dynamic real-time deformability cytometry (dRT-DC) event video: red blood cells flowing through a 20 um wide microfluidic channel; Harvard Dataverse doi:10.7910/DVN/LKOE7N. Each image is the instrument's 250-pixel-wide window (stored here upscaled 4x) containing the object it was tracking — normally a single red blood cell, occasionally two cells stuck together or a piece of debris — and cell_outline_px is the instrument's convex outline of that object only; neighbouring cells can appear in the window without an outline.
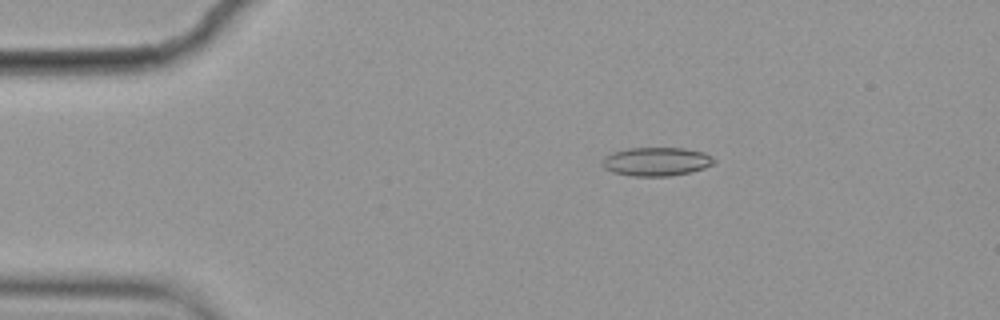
{"species": "common noctule bat (a hibernating species)", "species_latin": "Nyctalus noctula", "temperature_condition": "cold", "stored_images_in_passage": 8, "camera_frame_rate_fps": 3000, "um_per_image_px": 0.085, "animal": {"sex": "female", "body_mass_g": 19.9}, "frame": {"image": 1, "passage_image": 2, "time_ms": 0.333, "image_size_px": [1000, 320], "cell_outline_px": [[716, 160], [712, 164], [704, 168], [688, 172], [668, 176], [632, 176], [612, 172], [604, 168], [604, 156], [612, 152], [628, 148], [684, 148], [704, 152], [712, 156]], "centroid_in_image_um": [55.79, 13.72], "position_along_channel_um": 29.2, "area_um2": 18.55}}
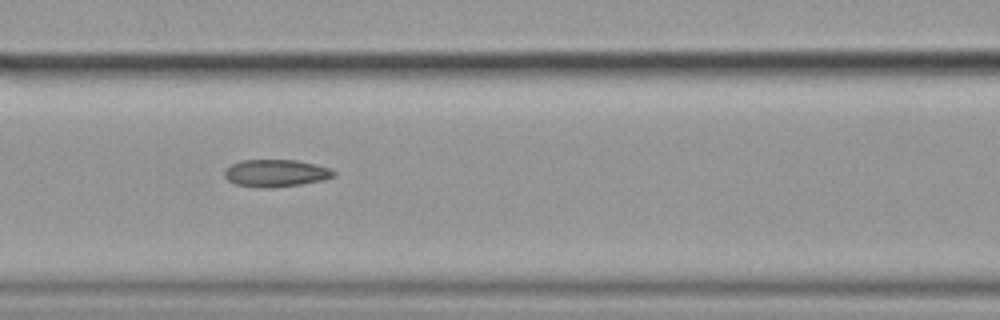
{"frame": {"image": 2, "passage_image": 6, "time_ms": 1.667, "image_size_px": [1000, 320], "cell_outline_px": [[336, 176], [324, 180], [300, 184], [272, 188], [264, 188], [236, 184], [228, 180], [224, 176], [224, 168], [240, 160], [296, 160], [316, 164], [328, 168], [336, 172]], "centroid_in_image_um": [23.44, 14.71], "position_along_channel_um": 143.2, "area_um2": 17.46}}
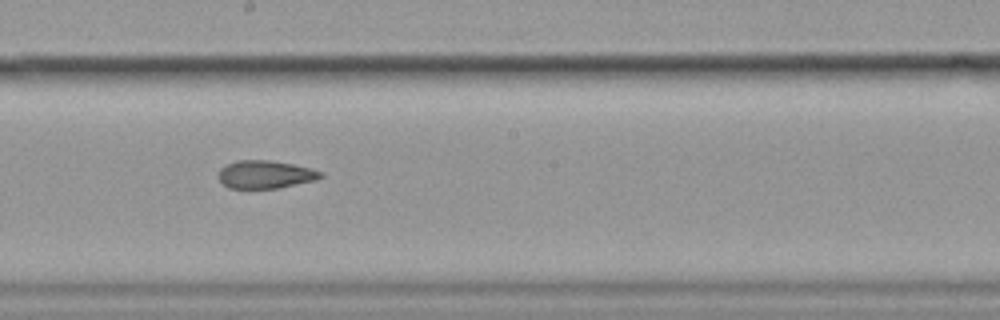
{"frame": {"image": 3, "passage_image": 8, "time_ms": 2.333, "image_size_px": [1000, 320], "cell_outline_px": [[324, 176], [316, 180], [280, 188], [228, 188], [216, 176], [220, 168], [236, 160], [268, 160], [292, 164], [308, 168], [320, 172]], "centroid_in_image_um": [22.51, 14.83], "position_along_channel_um": 225.7, "area_um2": 16.59}}